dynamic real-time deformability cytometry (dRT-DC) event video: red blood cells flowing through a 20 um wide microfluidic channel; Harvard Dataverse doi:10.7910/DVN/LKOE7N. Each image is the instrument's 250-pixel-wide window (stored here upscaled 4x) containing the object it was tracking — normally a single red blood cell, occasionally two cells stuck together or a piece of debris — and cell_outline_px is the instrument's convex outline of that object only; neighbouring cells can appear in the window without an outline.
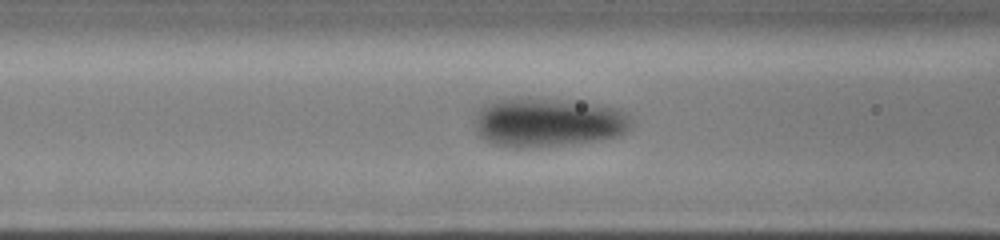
{"species": "human", "species_latin": "Homo sapiens", "temperature_condition": "cold", "stored_images_in_passage": 28, "camera_frame_rate_fps": 3000, "um_per_image_px": 0.085, "donor": {"sex": "male"}, "frame": {"image": 1, "passage_image": 4, "time_ms": 1.0, "image_size_px": [1000, 240], "cell_outline_px": [[628, 128], [624, 132], [616, 136], [600, 140], [560, 144], [516, 148], [496, 144], [484, 140], [480, 136], [476, 124], [476, 112], [484, 104], [496, 100], [516, 96], [528, 96], [596, 104], [620, 108], [628, 116]], "centroid_in_image_um": [46.52, 10.36], "position_along_channel_um": 120.1, "area_um2": 44.51}}
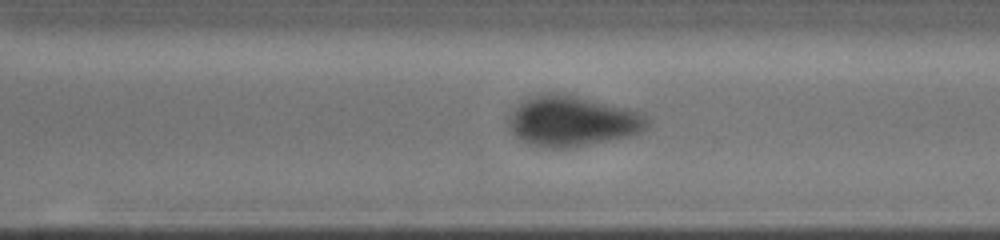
{"frame": {"image": 2, "passage_image": 21, "time_ms": 5.667, "image_size_px": [1000, 240], "cell_outline_px": [[648, 124], [640, 132], [628, 136], [612, 140], [564, 148], [552, 148], [528, 144], [520, 140], [508, 128], [508, 116], [512, 108], [524, 100], [540, 92], [576, 96], [636, 108], [648, 116]], "centroid_in_image_um": [48.65, 10.27], "position_along_channel_um": 322.0, "area_um2": 41.15}}
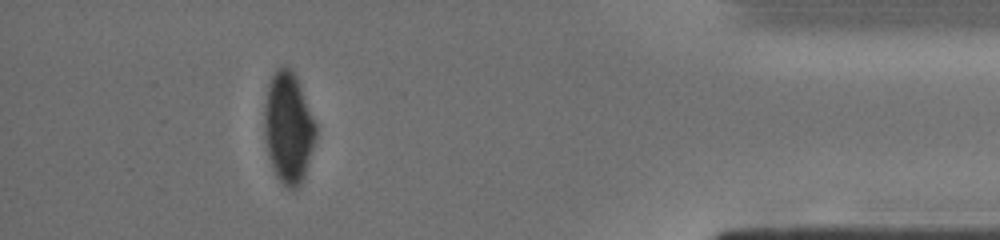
{"frame": {"image": 3, "passage_image": 26, "time_ms": 8.667, "image_size_px": [1000, 240], "cell_outline_px": [[316, 140], [300, 184], [296, 188], [288, 188], [276, 176], [272, 168], [268, 156], [264, 136], [264, 104], [268, 84], [276, 68], [284, 64], [292, 72], [300, 88], [316, 124]], "centroid_in_image_um": [24.47, 10.86], "position_along_channel_um": 410.7, "area_um2": 32.89}}